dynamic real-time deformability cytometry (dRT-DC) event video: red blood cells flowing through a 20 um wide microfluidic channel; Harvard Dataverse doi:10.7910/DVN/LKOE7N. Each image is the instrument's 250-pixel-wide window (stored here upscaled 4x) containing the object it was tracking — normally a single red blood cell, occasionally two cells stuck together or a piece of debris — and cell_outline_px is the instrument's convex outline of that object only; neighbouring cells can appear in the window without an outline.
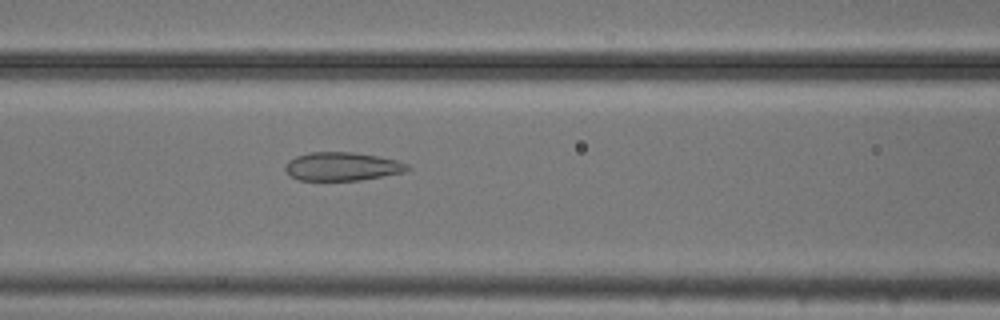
{"species": "common noctule bat (a hibernating species)", "species_latin": "Nyctalus noctula", "temperature_condition": "cold", "stored_images_in_passage": 43, "camera_frame_rate_fps": 3000, "um_per_image_px": 0.085, "animal": {"sex": "male", "body_mass_g": 20.5, "forearm_length_mm": 52.5}, "frame": {"image": 1, "passage_image": 12, "time_ms": 3.667, "image_size_px": [1000, 320], "cell_outline_px": [[412, 168], [404, 172], [360, 180], [300, 180], [292, 176], [284, 168], [284, 164], [288, 160], [296, 156], [312, 152], [352, 152], [376, 156], [396, 160], [408, 164]], "centroid_in_image_um": [29.08, 14.14], "position_along_channel_um": 137.5, "area_um2": 20.11}}
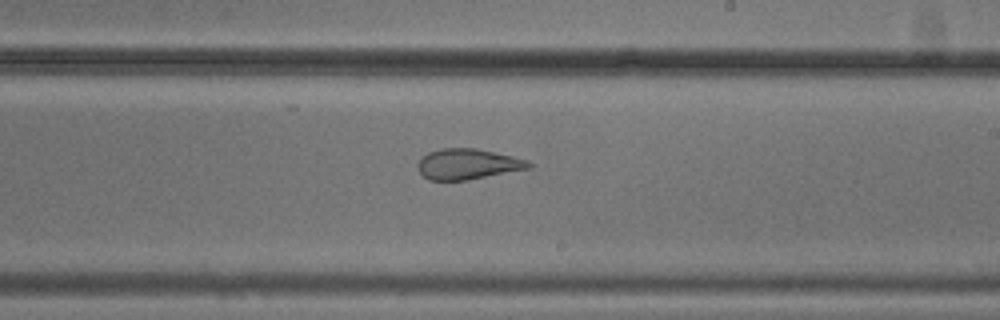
{"frame": {"image": 2, "passage_image": 21, "time_ms": 6.667, "image_size_px": [1000, 320], "cell_outline_px": [[532, 168], [468, 180], [428, 180], [420, 172], [416, 164], [428, 152], [440, 148], [476, 148], [512, 156], [528, 160], [532, 164]], "centroid_in_image_um": [39.77, 13.95], "position_along_channel_um": 249.2, "area_um2": 19.83}}
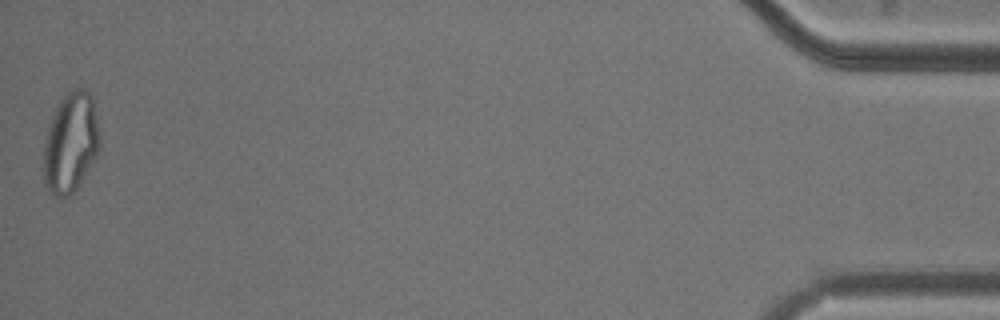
{"frame": {"image": 3, "passage_image": 43, "time_ms": 14.0, "image_size_px": [1000, 320], "cell_outline_px": [[100, 148], [92, 164], [80, 184], [68, 196], [52, 196], [44, 184], [44, 144], [48, 128], [52, 116], [60, 100], [72, 88], [84, 88], [92, 96], [100, 144]], "centroid_in_image_um": [6.0, 12.14], "position_along_channel_um": 429.2, "area_um2": 32.48}, "authors_computed_cell_mechanics": {"area_um2": 23.987, "velocity_mm_per_s": 3.7307, "shape_relaxation_time_tau1_ms": null, "shape_relaxation_time_tau2_ms": 1.405, "deformation_change_tau1": null, "deformation_change_tau2": 0.0945}}